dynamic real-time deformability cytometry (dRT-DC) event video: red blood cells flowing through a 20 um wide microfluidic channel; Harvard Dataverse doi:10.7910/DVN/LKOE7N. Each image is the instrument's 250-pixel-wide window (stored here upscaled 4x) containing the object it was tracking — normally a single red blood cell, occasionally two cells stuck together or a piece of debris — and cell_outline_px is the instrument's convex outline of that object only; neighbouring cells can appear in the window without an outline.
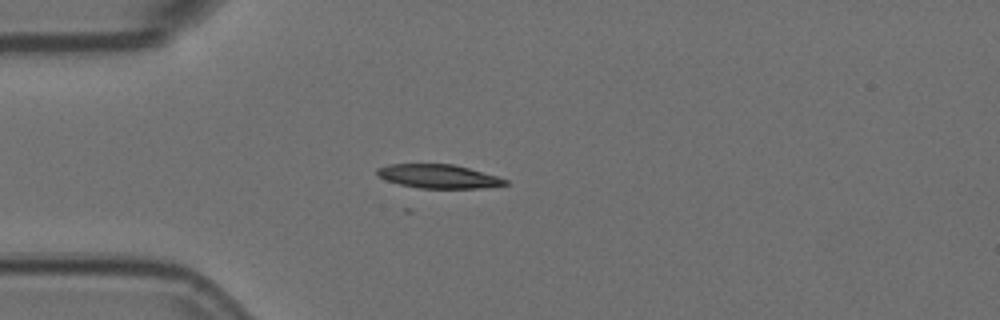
{"species": "Egyptian fruit bat (a non-hibernating species)", "species_latin": "Rousettus aegyptiacus", "temperature_condition": "room temperature", "stored_images_in_passage": 5, "camera_frame_rate_fps": 3000, "um_per_image_px": 0.085, "animal": {"sex": "female"}, "frame": {"image": 1, "passage_image": 4, "time_ms": 1.0, "image_size_px": [1000, 320], "cell_outline_px": [[508, 184], [480, 188], [420, 188], [400, 184], [376, 176], [376, 168], [388, 164], [452, 164], [468, 168], [496, 176], [508, 180]], "centroid_in_image_um": [37.23, 14.98], "position_along_channel_um": 47.8, "area_um2": 17.57}}